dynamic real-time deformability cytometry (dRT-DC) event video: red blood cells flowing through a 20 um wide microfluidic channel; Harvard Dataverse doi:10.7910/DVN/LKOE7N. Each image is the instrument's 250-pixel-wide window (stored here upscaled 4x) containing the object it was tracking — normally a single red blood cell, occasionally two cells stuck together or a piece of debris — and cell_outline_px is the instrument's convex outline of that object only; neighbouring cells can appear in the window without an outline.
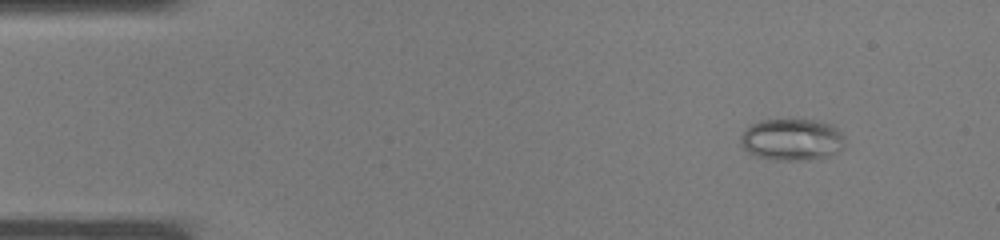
{"species": "common noctule bat (a hibernating species)", "species_latin": "Nyctalus noctula", "temperature_condition": "warm", "stored_images_in_passage": 35, "camera_frame_rate_fps": 3000, "um_per_image_px": 0.085, "animal": {"sex": "male", "body_mass_g": 19.0, "forearm_length_mm": 50.8}, "frame": {"image": 1, "passage_image": 2, "time_ms": 0.333, "image_size_px": [1000, 240], "cell_outline_px": [[844, 144], [840, 148], [824, 156], [808, 160], [776, 160], [756, 156], [748, 152], [740, 144], [740, 136], [744, 128], [760, 120], [816, 120], [832, 124], [844, 136]], "centroid_in_image_um": [67.25, 11.85], "position_along_channel_um": 17.7, "area_um2": 25.26}}
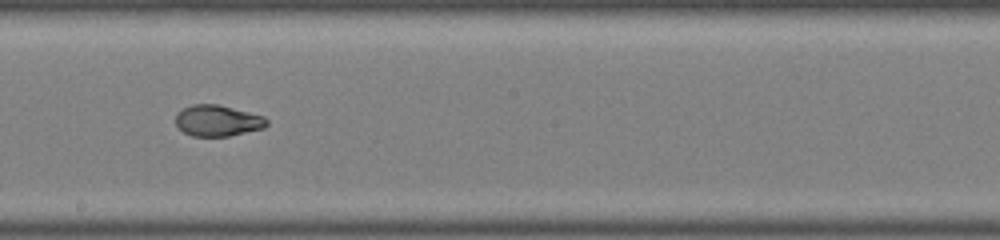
{"frame": {"image": 2, "passage_image": 19, "time_ms": 6.0, "image_size_px": [1000, 240], "cell_outline_px": [[268, 124], [264, 128], [228, 136], [192, 136], [184, 132], [176, 124], [176, 112], [192, 104], [216, 104], [264, 116], [268, 120]], "centroid_in_image_um": [18.49, 10.26], "position_along_channel_um": 229.7, "area_um2": 16.42}}
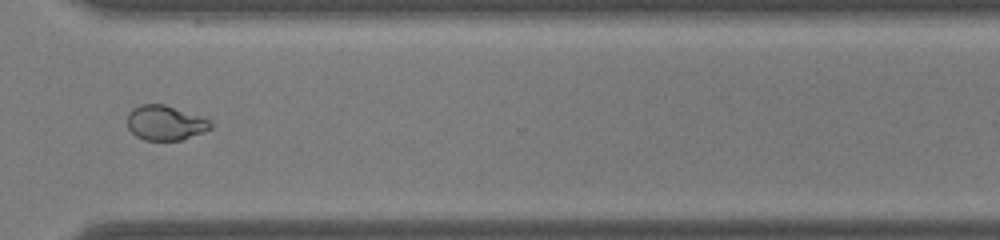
{"frame": {"image": 3, "passage_image": 26, "time_ms": 8.333, "image_size_px": [1000, 240], "cell_outline_px": [[212, 128], [204, 132], [180, 140], [144, 140], [136, 136], [128, 128], [128, 112], [132, 108], [140, 104], [164, 104], [204, 116], [212, 120]], "centroid_in_image_um": [14.08, 10.43], "position_along_channel_um": 356.5, "area_um2": 17.17}}